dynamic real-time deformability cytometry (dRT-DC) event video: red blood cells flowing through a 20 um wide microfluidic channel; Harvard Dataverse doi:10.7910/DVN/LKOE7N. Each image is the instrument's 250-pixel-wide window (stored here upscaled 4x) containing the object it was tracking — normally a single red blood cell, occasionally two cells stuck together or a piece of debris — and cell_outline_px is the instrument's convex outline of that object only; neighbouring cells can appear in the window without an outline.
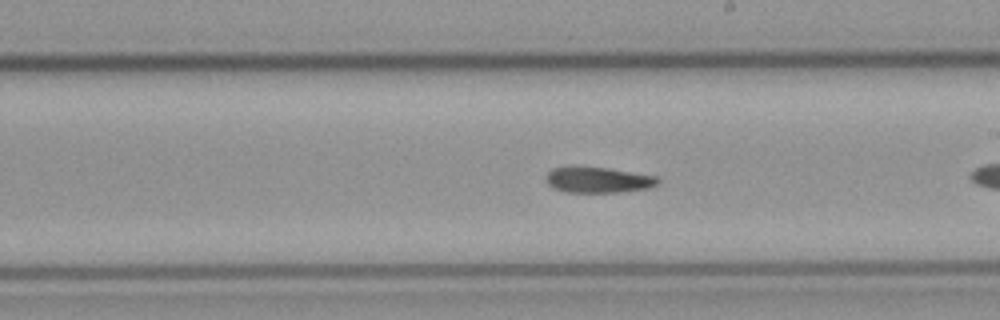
{"species": "common noctule bat (a hibernating species)", "species_latin": "Nyctalus noctula", "temperature_condition": "cold", "stored_images_in_passage": 19, "camera_frame_rate_fps": 3000, "um_per_image_px": 0.085, "animal": {"sex": "male", "body_mass_g": 23.1, "forearm_length_mm": 52.7}, "frame": {"image": 1, "passage_image": 11, "time_ms": 3.333, "image_size_px": [1000, 320], "cell_outline_px": [[660, 184], [648, 188], [620, 192], [564, 192], [552, 188], [544, 180], [544, 176], [552, 168], [608, 168], [656, 176], [660, 180]], "centroid_in_image_um": [50.84, 15.31], "position_along_channel_um": 238.2, "area_um2": 16.65}}